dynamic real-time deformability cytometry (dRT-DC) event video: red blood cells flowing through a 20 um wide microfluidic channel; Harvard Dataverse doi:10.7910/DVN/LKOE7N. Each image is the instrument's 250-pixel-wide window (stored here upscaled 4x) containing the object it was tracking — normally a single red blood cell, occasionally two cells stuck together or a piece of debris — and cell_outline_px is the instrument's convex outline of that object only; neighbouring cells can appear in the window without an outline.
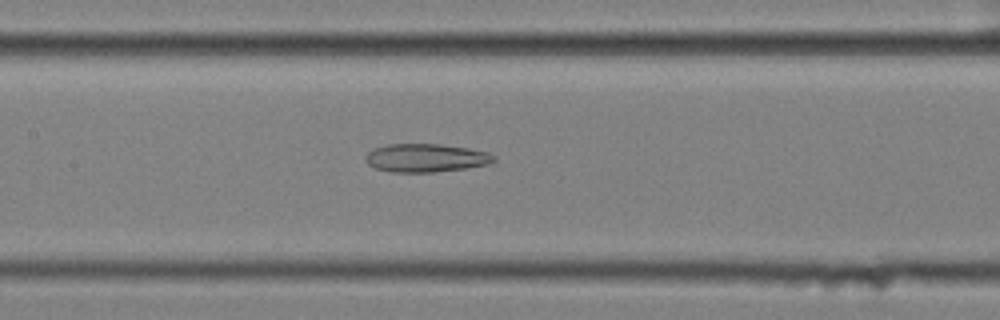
{"species": "common noctule bat (a hibernating species)", "species_latin": "Nyctalus noctula", "temperature_condition": "cold", "stored_images_in_passage": 46, "camera_frame_rate_fps": 3000, "um_per_image_px": 0.085, "animal": {"sex": "female", "body_mass_g": 25.1}, "frame": {"image": 1, "passage_image": 16, "time_ms": 5.0, "image_size_px": [1000, 320], "cell_outline_px": [[496, 160], [488, 164], [464, 168], [432, 172], [392, 172], [376, 168], [368, 164], [364, 160], [364, 156], [372, 148], [388, 144], [440, 144], [468, 148], [488, 152], [496, 156]], "centroid_in_image_um": [36.17, 13.41], "position_along_channel_um": 171.2, "area_um2": 21.21}}
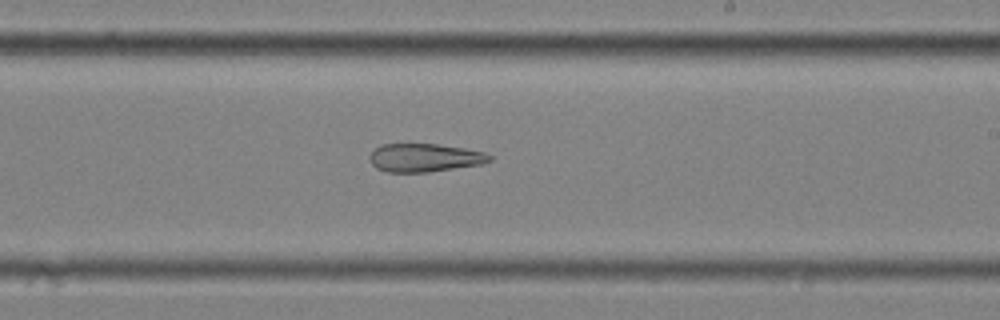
{"frame": {"image": 2, "passage_image": 23, "time_ms": 7.333, "image_size_px": [1000, 320], "cell_outline_px": [[492, 160], [480, 164], [428, 172], [388, 172], [376, 168], [372, 164], [368, 156], [380, 144], [436, 144], [464, 148], [484, 152], [492, 156]], "centroid_in_image_um": [36.07, 13.4], "position_along_channel_um": 252.9, "area_um2": 19.65}}
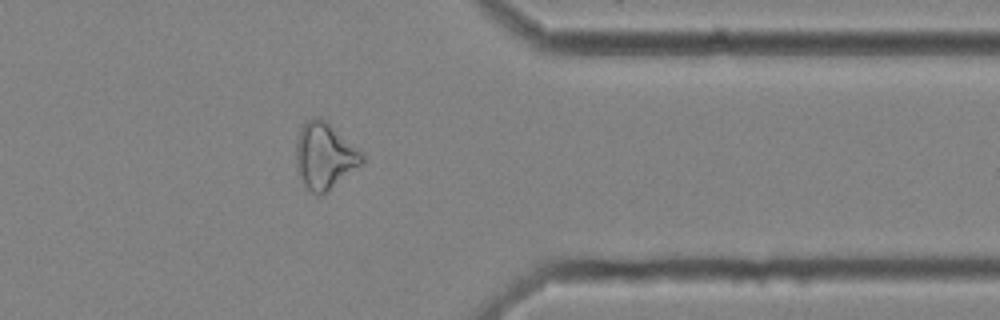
{"frame": {"image": 3, "passage_image": 35, "time_ms": 11.333, "image_size_px": [1000, 320], "cell_outline_px": [[364, 160], [360, 164], [328, 192], [320, 196], [312, 192], [304, 184], [296, 172], [296, 140], [300, 128], [312, 116], [320, 116], [364, 152]], "centroid_in_image_um": [27.58, 13.24], "position_along_channel_um": 383.8, "area_um2": 25.66}, "authors_computed_cell_mechanics": {"area_um2": 24.6806, "velocity_mm_per_s": 3.5115, "shape_relaxation_time_tau1_ms": null, "shape_relaxation_time_tau2_ms": 5.206, "deformation_change_tau1": null, "deformation_change_tau2": 0.1649}}